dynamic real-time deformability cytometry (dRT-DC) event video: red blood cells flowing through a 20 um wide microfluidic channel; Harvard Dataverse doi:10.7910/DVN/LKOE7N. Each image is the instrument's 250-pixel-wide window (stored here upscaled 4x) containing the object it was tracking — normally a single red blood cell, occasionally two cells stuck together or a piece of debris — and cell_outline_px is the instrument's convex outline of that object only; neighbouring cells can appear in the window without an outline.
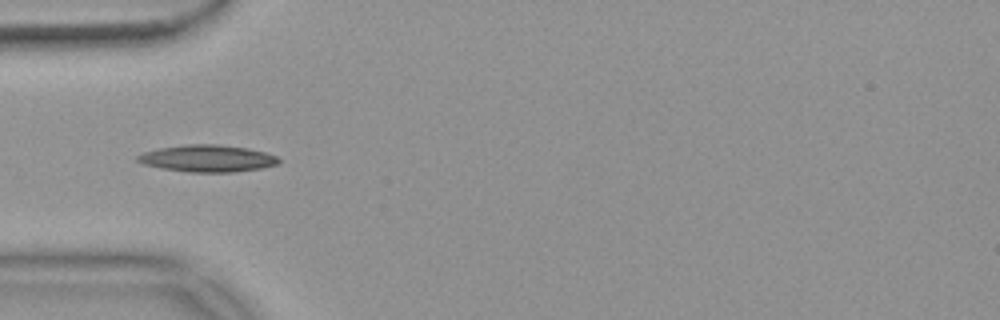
{"species": "common noctule bat (a hibernating species)", "species_latin": "Nyctalus noctula", "temperature_condition": "warm", "stored_images_in_passage": 11, "camera_frame_rate_fps": 3000, "um_per_image_px": 0.085, "animal": {"sex": "female", "body_mass_g": 18.4}, "frame": {"image": 1, "passage_image": 2, "time_ms": 0.333, "image_size_px": [1000, 320], "cell_outline_px": [[280, 164], [260, 168], [236, 172], [188, 172], [160, 168], [144, 164], [136, 160], [136, 156], [144, 152], [160, 148], [184, 144], [216, 144], [248, 148], [264, 152], [276, 156], [280, 160]], "centroid_in_image_um": [17.63, 13.47], "position_along_channel_um": 67.4, "area_um2": 22.2}}